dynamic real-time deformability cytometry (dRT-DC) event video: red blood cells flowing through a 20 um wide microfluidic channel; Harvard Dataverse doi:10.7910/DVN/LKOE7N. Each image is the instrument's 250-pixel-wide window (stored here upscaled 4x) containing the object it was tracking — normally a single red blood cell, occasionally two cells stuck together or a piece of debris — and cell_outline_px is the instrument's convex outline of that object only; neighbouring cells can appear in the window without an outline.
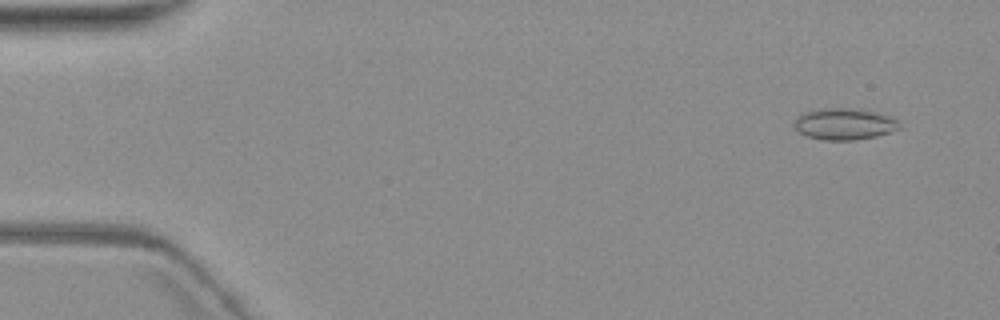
{"species": "common noctule bat (a hibernating species)", "species_latin": "Nyctalus noctula", "temperature_condition": "warm", "stored_images_in_passage": 4, "camera_frame_rate_fps": 3000, "um_per_image_px": 0.085, "animal": {"sex": "female", "body_mass_g": 19.3, "forearm_length_mm": 54.1}, "frame": {"image": 1, "passage_image": 1, "time_ms": 0.0, "image_size_px": [1000, 320], "cell_outline_px": [[900, 128], [892, 132], [876, 136], [852, 140], [824, 140], [808, 136], [800, 132], [796, 128], [796, 116], [812, 108], [860, 108], [880, 112], [892, 116], [896, 120]], "centroid_in_image_um": [71.8, 10.51], "position_along_channel_um": 13.2, "area_um2": 19.54}}
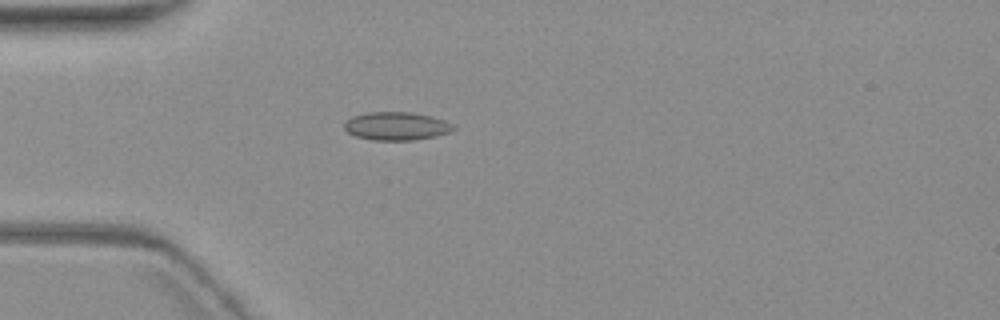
{"frame": {"image": 2, "passage_image": 4, "time_ms": 4.333, "image_size_px": [1000, 320], "cell_outline_px": [[456, 128], [448, 132], [436, 136], [416, 140], [372, 140], [356, 136], [348, 132], [344, 128], [344, 124], [352, 116], [368, 112], [412, 112], [432, 116], [444, 120], [452, 124]], "centroid_in_image_um": [33.7, 10.71], "position_along_channel_um": 51.3, "area_um2": 17.92}}